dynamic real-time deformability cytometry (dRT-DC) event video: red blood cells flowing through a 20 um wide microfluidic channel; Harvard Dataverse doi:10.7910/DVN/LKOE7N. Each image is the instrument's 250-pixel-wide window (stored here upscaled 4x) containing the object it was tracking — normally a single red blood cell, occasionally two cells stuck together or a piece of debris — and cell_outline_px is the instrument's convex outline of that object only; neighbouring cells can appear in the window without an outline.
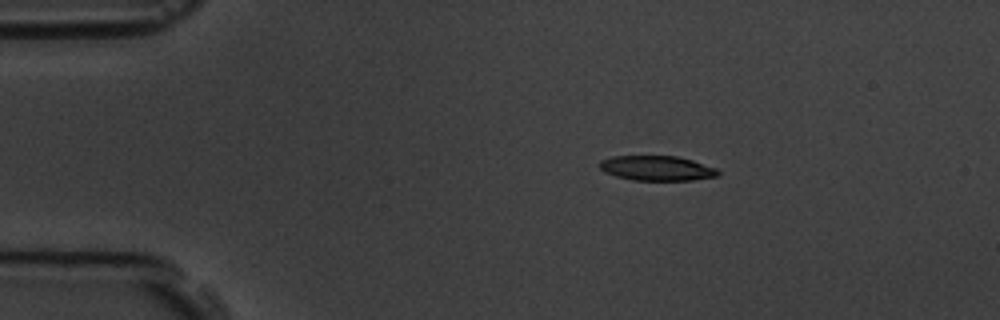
{"species": "common noctule bat (a hibernating species)", "species_latin": "Nyctalus noctula", "temperature_condition": "room temperature", "stored_images_in_passage": 5, "camera_frame_rate_fps": 3000, "um_per_image_px": 0.085, "animal": {"sex": "male", "body_mass_g": 19.5, "forearm_length_mm": 54.6}, "frame": {"image": 1, "passage_image": 2, "time_ms": 1.0, "image_size_px": [1000, 320], "cell_outline_px": [[720, 172], [716, 176], [692, 180], [632, 180], [616, 176], [604, 172], [600, 168], [600, 160], [612, 156], [676, 156], [692, 160], [716, 168]], "centroid_in_image_um": [55.81, 14.29], "position_along_channel_um": 29.2, "area_um2": 17.05}}
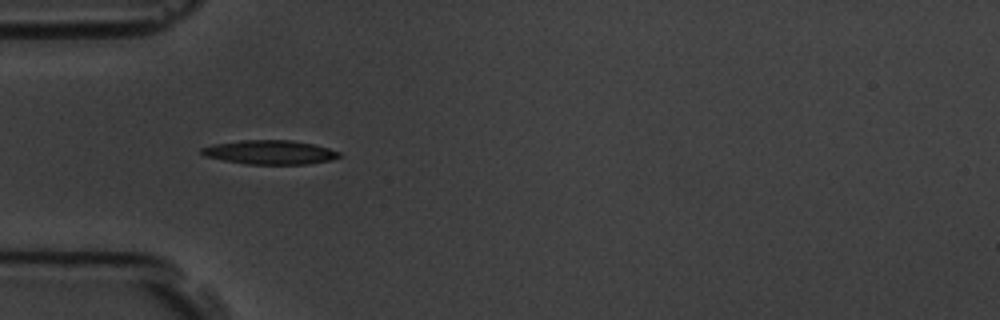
{"frame": {"image": 2, "passage_image": 4, "time_ms": 3.333, "image_size_px": [1000, 320], "cell_outline_px": [[340, 156], [332, 160], [308, 164], [248, 164], [224, 160], [204, 156], [200, 152], [200, 148], [212, 144], [240, 140], [292, 140], [312, 144], [328, 148], [340, 152]], "centroid_in_image_um": [22.92, 12.94], "position_along_channel_um": 62.1, "area_um2": 19.31}}
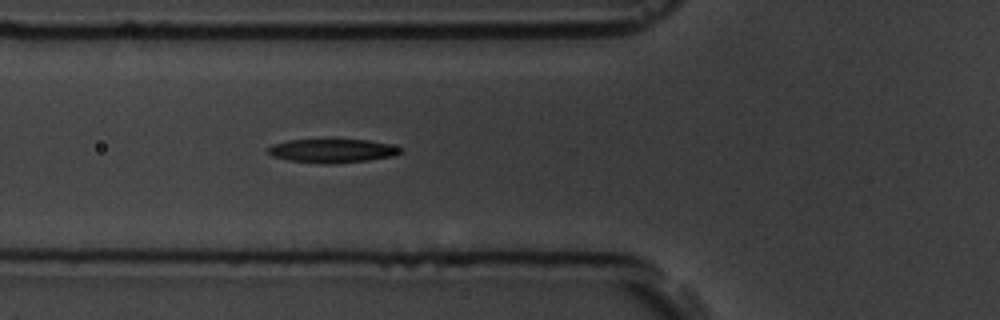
{"frame": {"image": 3, "passage_image": 5, "time_ms": 4.333, "image_size_px": [1000, 320], "cell_outline_px": [[404, 152], [396, 156], [368, 160], [332, 164], [324, 164], [288, 160], [272, 156], [264, 148], [272, 144], [288, 140], [328, 136], [368, 140], [388, 144], [404, 148]], "centroid_in_image_um": [28.23, 12.76], "position_along_channel_um": 97.6, "area_um2": 19.65}}